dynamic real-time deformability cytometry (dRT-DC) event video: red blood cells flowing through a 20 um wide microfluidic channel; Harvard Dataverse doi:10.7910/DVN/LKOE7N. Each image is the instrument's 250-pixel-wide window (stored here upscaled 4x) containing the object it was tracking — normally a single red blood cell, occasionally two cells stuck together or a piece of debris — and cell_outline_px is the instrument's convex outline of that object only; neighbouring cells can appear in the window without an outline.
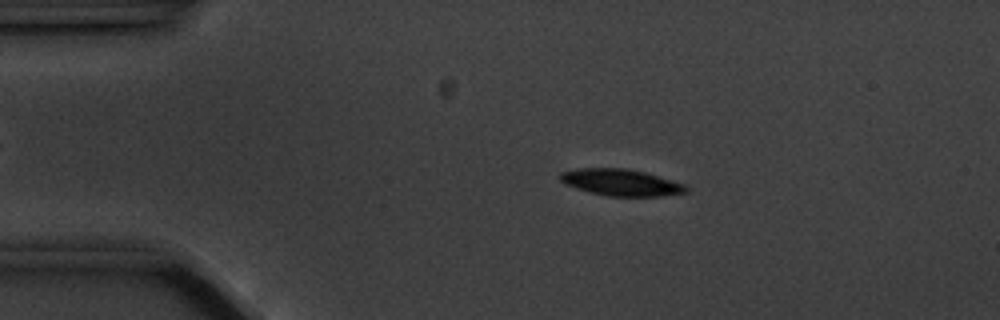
{"species": "common noctule bat (a hibernating species)", "species_latin": "Nyctalus noctula", "temperature_condition": "cold", "stored_images_in_passage": 56, "camera_frame_rate_fps": 3000, "um_per_image_px": 0.085, "animal": {"sex": "male", "body_mass_g": 20.1, "forearm_length_mm": 53.5}, "frame": {"image": 1, "passage_image": 10, "time_ms": 3.0, "image_size_px": [1000, 320], "cell_outline_px": [[688, 192], [664, 196], [608, 196], [576, 188], [564, 184], [560, 180], [560, 172], [580, 168], [628, 168], [644, 172], [688, 184]], "centroid_in_image_um": [52.84, 15.5], "position_along_channel_um": 32.2, "area_um2": 19.65}}
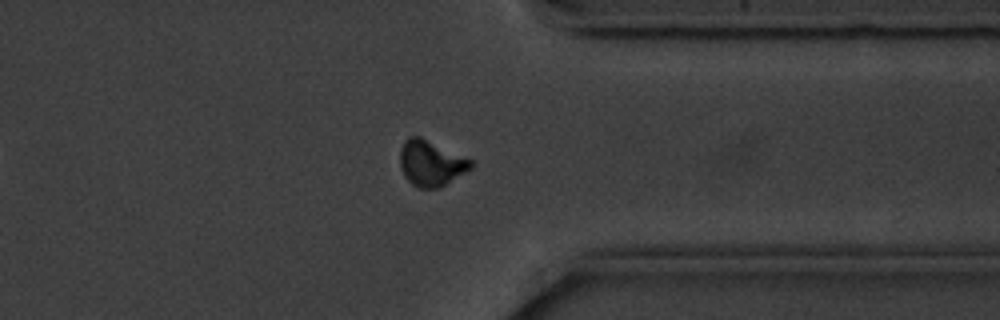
{"frame": {"image": 2, "passage_image": 43, "time_ms": 14.0, "image_size_px": [1000, 320], "cell_outline_px": [[476, 164], [472, 168], [440, 188], [416, 188], [404, 176], [400, 168], [400, 148], [404, 140], [408, 136], [420, 136], [472, 160]], "centroid_in_image_um": [36.62, 13.87], "position_along_channel_um": 374.8, "area_um2": 19.07}}
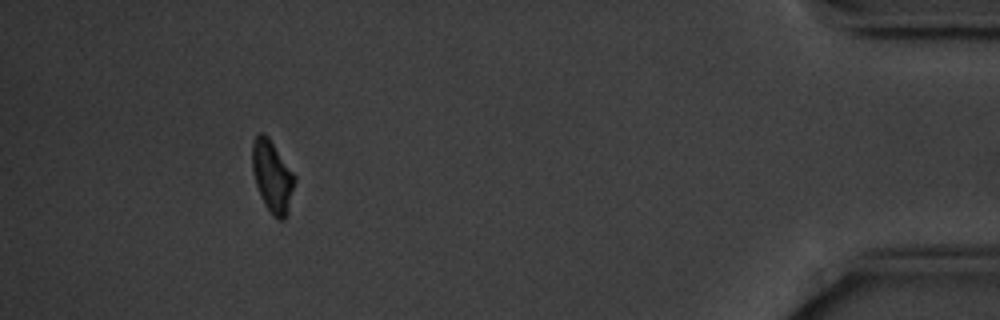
{"frame": {"image": 3, "passage_image": 51, "time_ms": 16.667, "image_size_px": [1000, 320], "cell_outline_px": [[296, 180], [288, 212], [284, 220], [276, 220], [272, 216], [264, 204], [256, 184], [252, 168], [252, 144], [256, 136], [260, 132], [264, 132], [268, 136], [296, 176]], "centroid_in_image_um": [23.16, 15.01], "position_along_channel_um": 412.0, "area_um2": 17.86}, "authors_computed_cell_mechanics": {"area_um2": 19.1029, "velocity_mm_per_s": 3.528, "shape_relaxation_time_tau1_ms": 3.3586, "shape_relaxation_time_tau2_ms": null, "deformation_change_tau1": 0.1509, "deformation_change_tau2": null}}